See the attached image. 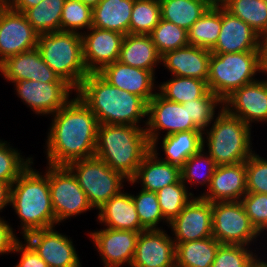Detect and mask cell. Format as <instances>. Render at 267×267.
I'll return each mask as SVG.
<instances>
[{
	"label": "cell",
	"mask_w": 267,
	"mask_h": 267,
	"mask_svg": "<svg viewBox=\"0 0 267 267\" xmlns=\"http://www.w3.org/2000/svg\"><path fill=\"white\" fill-rule=\"evenodd\" d=\"M145 130L151 145L165 131L163 136L200 129L193 123L192 119H189L188 103L181 104L167 100L157 92L148 102Z\"/></svg>",
	"instance_id": "cell-11"
},
{
	"label": "cell",
	"mask_w": 267,
	"mask_h": 267,
	"mask_svg": "<svg viewBox=\"0 0 267 267\" xmlns=\"http://www.w3.org/2000/svg\"><path fill=\"white\" fill-rule=\"evenodd\" d=\"M83 58L88 73H99L119 59L125 35L111 30L91 27L81 33Z\"/></svg>",
	"instance_id": "cell-18"
},
{
	"label": "cell",
	"mask_w": 267,
	"mask_h": 267,
	"mask_svg": "<svg viewBox=\"0 0 267 267\" xmlns=\"http://www.w3.org/2000/svg\"><path fill=\"white\" fill-rule=\"evenodd\" d=\"M149 35L161 56L189 45L188 31L164 19L159 21Z\"/></svg>",
	"instance_id": "cell-39"
},
{
	"label": "cell",
	"mask_w": 267,
	"mask_h": 267,
	"mask_svg": "<svg viewBox=\"0 0 267 267\" xmlns=\"http://www.w3.org/2000/svg\"><path fill=\"white\" fill-rule=\"evenodd\" d=\"M259 36L267 34V0H235L226 8Z\"/></svg>",
	"instance_id": "cell-36"
},
{
	"label": "cell",
	"mask_w": 267,
	"mask_h": 267,
	"mask_svg": "<svg viewBox=\"0 0 267 267\" xmlns=\"http://www.w3.org/2000/svg\"><path fill=\"white\" fill-rule=\"evenodd\" d=\"M37 49L44 62L75 91L89 74L84 63L80 33L68 31L40 33Z\"/></svg>",
	"instance_id": "cell-6"
},
{
	"label": "cell",
	"mask_w": 267,
	"mask_h": 267,
	"mask_svg": "<svg viewBox=\"0 0 267 267\" xmlns=\"http://www.w3.org/2000/svg\"><path fill=\"white\" fill-rule=\"evenodd\" d=\"M211 51L194 45L166 52L161 64L171 75L191 77L207 82Z\"/></svg>",
	"instance_id": "cell-24"
},
{
	"label": "cell",
	"mask_w": 267,
	"mask_h": 267,
	"mask_svg": "<svg viewBox=\"0 0 267 267\" xmlns=\"http://www.w3.org/2000/svg\"><path fill=\"white\" fill-rule=\"evenodd\" d=\"M33 163L34 160L11 185L10 206L21 222L22 237L56 226L49 191V164L43 173L34 169Z\"/></svg>",
	"instance_id": "cell-3"
},
{
	"label": "cell",
	"mask_w": 267,
	"mask_h": 267,
	"mask_svg": "<svg viewBox=\"0 0 267 267\" xmlns=\"http://www.w3.org/2000/svg\"><path fill=\"white\" fill-rule=\"evenodd\" d=\"M92 9L100 2V0H80Z\"/></svg>",
	"instance_id": "cell-53"
},
{
	"label": "cell",
	"mask_w": 267,
	"mask_h": 267,
	"mask_svg": "<svg viewBox=\"0 0 267 267\" xmlns=\"http://www.w3.org/2000/svg\"><path fill=\"white\" fill-rule=\"evenodd\" d=\"M217 165L215 161L209 156V154L202 147L197 153L192 155L180 168L181 181L192 189V186L199 185L206 186V191L209 188L211 178L215 172Z\"/></svg>",
	"instance_id": "cell-34"
},
{
	"label": "cell",
	"mask_w": 267,
	"mask_h": 267,
	"mask_svg": "<svg viewBox=\"0 0 267 267\" xmlns=\"http://www.w3.org/2000/svg\"><path fill=\"white\" fill-rule=\"evenodd\" d=\"M252 225L263 235L267 229V194L247 192L241 199Z\"/></svg>",
	"instance_id": "cell-46"
},
{
	"label": "cell",
	"mask_w": 267,
	"mask_h": 267,
	"mask_svg": "<svg viewBox=\"0 0 267 267\" xmlns=\"http://www.w3.org/2000/svg\"><path fill=\"white\" fill-rule=\"evenodd\" d=\"M140 232L103 227L87 235L92 240L104 267L131 266Z\"/></svg>",
	"instance_id": "cell-15"
},
{
	"label": "cell",
	"mask_w": 267,
	"mask_h": 267,
	"mask_svg": "<svg viewBox=\"0 0 267 267\" xmlns=\"http://www.w3.org/2000/svg\"><path fill=\"white\" fill-rule=\"evenodd\" d=\"M12 84L17 97L38 116H52L72 99L73 92L76 93L67 82L23 80Z\"/></svg>",
	"instance_id": "cell-12"
},
{
	"label": "cell",
	"mask_w": 267,
	"mask_h": 267,
	"mask_svg": "<svg viewBox=\"0 0 267 267\" xmlns=\"http://www.w3.org/2000/svg\"><path fill=\"white\" fill-rule=\"evenodd\" d=\"M176 245L162 229L140 232L130 267H176Z\"/></svg>",
	"instance_id": "cell-19"
},
{
	"label": "cell",
	"mask_w": 267,
	"mask_h": 267,
	"mask_svg": "<svg viewBox=\"0 0 267 267\" xmlns=\"http://www.w3.org/2000/svg\"><path fill=\"white\" fill-rule=\"evenodd\" d=\"M43 0H8L6 4L15 11L24 13L27 9L36 6Z\"/></svg>",
	"instance_id": "cell-49"
},
{
	"label": "cell",
	"mask_w": 267,
	"mask_h": 267,
	"mask_svg": "<svg viewBox=\"0 0 267 267\" xmlns=\"http://www.w3.org/2000/svg\"><path fill=\"white\" fill-rule=\"evenodd\" d=\"M99 74L111 85L140 96L147 103L156 95V90H158L155 81L156 74L152 71L123 64L118 60L105 66Z\"/></svg>",
	"instance_id": "cell-20"
},
{
	"label": "cell",
	"mask_w": 267,
	"mask_h": 267,
	"mask_svg": "<svg viewBox=\"0 0 267 267\" xmlns=\"http://www.w3.org/2000/svg\"><path fill=\"white\" fill-rule=\"evenodd\" d=\"M75 95L51 116L44 147L49 165L67 166L95 156L99 123L89 107Z\"/></svg>",
	"instance_id": "cell-1"
},
{
	"label": "cell",
	"mask_w": 267,
	"mask_h": 267,
	"mask_svg": "<svg viewBox=\"0 0 267 267\" xmlns=\"http://www.w3.org/2000/svg\"><path fill=\"white\" fill-rule=\"evenodd\" d=\"M212 234L221 244L248 247L262 236L252 225L241 201L212 203Z\"/></svg>",
	"instance_id": "cell-9"
},
{
	"label": "cell",
	"mask_w": 267,
	"mask_h": 267,
	"mask_svg": "<svg viewBox=\"0 0 267 267\" xmlns=\"http://www.w3.org/2000/svg\"><path fill=\"white\" fill-rule=\"evenodd\" d=\"M161 19L187 31L210 7L209 0H159Z\"/></svg>",
	"instance_id": "cell-31"
},
{
	"label": "cell",
	"mask_w": 267,
	"mask_h": 267,
	"mask_svg": "<svg viewBox=\"0 0 267 267\" xmlns=\"http://www.w3.org/2000/svg\"><path fill=\"white\" fill-rule=\"evenodd\" d=\"M98 210L97 222L104 227L134 232L146 230L140 223L131 193L124 192V189Z\"/></svg>",
	"instance_id": "cell-26"
},
{
	"label": "cell",
	"mask_w": 267,
	"mask_h": 267,
	"mask_svg": "<svg viewBox=\"0 0 267 267\" xmlns=\"http://www.w3.org/2000/svg\"><path fill=\"white\" fill-rule=\"evenodd\" d=\"M0 73L11 83L23 80L66 82L44 62L37 48L8 58L0 65Z\"/></svg>",
	"instance_id": "cell-21"
},
{
	"label": "cell",
	"mask_w": 267,
	"mask_h": 267,
	"mask_svg": "<svg viewBox=\"0 0 267 267\" xmlns=\"http://www.w3.org/2000/svg\"><path fill=\"white\" fill-rule=\"evenodd\" d=\"M161 57L150 35L127 34L123 38L118 61L155 74L157 66L161 65Z\"/></svg>",
	"instance_id": "cell-27"
},
{
	"label": "cell",
	"mask_w": 267,
	"mask_h": 267,
	"mask_svg": "<svg viewBox=\"0 0 267 267\" xmlns=\"http://www.w3.org/2000/svg\"><path fill=\"white\" fill-rule=\"evenodd\" d=\"M263 259H265V258H261V257H260V258L256 261L254 267H267V260H263Z\"/></svg>",
	"instance_id": "cell-54"
},
{
	"label": "cell",
	"mask_w": 267,
	"mask_h": 267,
	"mask_svg": "<svg viewBox=\"0 0 267 267\" xmlns=\"http://www.w3.org/2000/svg\"><path fill=\"white\" fill-rule=\"evenodd\" d=\"M210 126L203 131L202 147L217 166L245 162L254 152L252 128L224 108L218 112Z\"/></svg>",
	"instance_id": "cell-5"
},
{
	"label": "cell",
	"mask_w": 267,
	"mask_h": 267,
	"mask_svg": "<svg viewBox=\"0 0 267 267\" xmlns=\"http://www.w3.org/2000/svg\"><path fill=\"white\" fill-rule=\"evenodd\" d=\"M252 247L238 244H220L210 267H254L260 256Z\"/></svg>",
	"instance_id": "cell-41"
},
{
	"label": "cell",
	"mask_w": 267,
	"mask_h": 267,
	"mask_svg": "<svg viewBox=\"0 0 267 267\" xmlns=\"http://www.w3.org/2000/svg\"><path fill=\"white\" fill-rule=\"evenodd\" d=\"M11 184L0 181V212L10 205Z\"/></svg>",
	"instance_id": "cell-51"
},
{
	"label": "cell",
	"mask_w": 267,
	"mask_h": 267,
	"mask_svg": "<svg viewBox=\"0 0 267 267\" xmlns=\"http://www.w3.org/2000/svg\"><path fill=\"white\" fill-rule=\"evenodd\" d=\"M202 142L203 132L201 130H191L161 136L151 144V149H157L158 144H161L164 158L161 157L160 159L181 168L192 155L202 148Z\"/></svg>",
	"instance_id": "cell-28"
},
{
	"label": "cell",
	"mask_w": 267,
	"mask_h": 267,
	"mask_svg": "<svg viewBox=\"0 0 267 267\" xmlns=\"http://www.w3.org/2000/svg\"><path fill=\"white\" fill-rule=\"evenodd\" d=\"M75 94L96 116L99 125L119 124L141 127L140 123L143 122L142 127L147 125L148 103L140 96L111 85L99 73H89Z\"/></svg>",
	"instance_id": "cell-2"
},
{
	"label": "cell",
	"mask_w": 267,
	"mask_h": 267,
	"mask_svg": "<svg viewBox=\"0 0 267 267\" xmlns=\"http://www.w3.org/2000/svg\"><path fill=\"white\" fill-rule=\"evenodd\" d=\"M12 253L20 255V260L14 267H49L26 241L19 240Z\"/></svg>",
	"instance_id": "cell-47"
},
{
	"label": "cell",
	"mask_w": 267,
	"mask_h": 267,
	"mask_svg": "<svg viewBox=\"0 0 267 267\" xmlns=\"http://www.w3.org/2000/svg\"><path fill=\"white\" fill-rule=\"evenodd\" d=\"M259 52L261 74L267 75V34L260 36Z\"/></svg>",
	"instance_id": "cell-50"
},
{
	"label": "cell",
	"mask_w": 267,
	"mask_h": 267,
	"mask_svg": "<svg viewBox=\"0 0 267 267\" xmlns=\"http://www.w3.org/2000/svg\"><path fill=\"white\" fill-rule=\"evenodd\" d=\"M134 0H100L93 8L92 26L129 34Z\"/></svg>",
	"instance_id": "cell-29"
},
{
	"label": "cell",
	"mask_w": 267,
	"mask_h": 267,
	"mask_svg": "<svg viewBox=\"0 0 267 267\" xmlns=\"http://www.w3.org/2000/svg\"><path fill=\"white\" fill-rule=\"evenodd\" d=\"M49 191L56 225L94 210L76 176L67 166L49 165Z\"/></svg>",
	"instance_id": "cell-10"
},
{
	"label": "cell",
	"mask_w": 267,
	"mask_h": 267,
	"mask_svg": "<svg viewBox=\"0 0 267 267\" xmlns=\"http://www.w3.org/2000/svg\"><path fill=\"white\" fill-rule=\"evenodd\" d=\"M167 81L160 82L158 92L167 100L185 103L202 98L208 91L207 82L191 77L170 75Z\"/></svg>",
	"instance_id": "cell-33"
},
{
	"label": "cell",
	"mask_w": 267,
	"mask_h": 267,
	"mask_svg": "<svg viewBox=\"0 0 267 267\" xmlns=\"http://www.w3.org/2000/svg\"><path fill=\"white\" fill-rule=\"evenodd\" d=\"M4 218L0 217V255L12 254L16 243L20 240V237L15 235V229Z\"/></svg>",
	"instance_id": "cell-48"
},
{
	"label": "cell",
	"mask_w": 267,
	"mask_h": 267,
	"mask_svg": "<svg viewBox=\"0 0 267 267\" xmlns=\"http://www.w3.org/2000/svg\"><path fill=\"white\" fill-rule=\"evenodd\" d=\"M67 167L76 176L94 210H98L111 197L117 195L128 181L120 172L111 169L95 156L73 161Z\"/></svg>",
	"instance_id": "cell-8"
},
{
	"label": "cell",
	"mask_w": 267,
	"mask_h": 267,
	"mask_svg": "<svg viewBox=\"0 0 267 267\" xmlns=\"http://www.w3.org/2000/svg\"><path fill=\"white\" fill-rule=\"evenodd\" d=\"M55 228L35 230L21 239H24L49 267H82L73 239Z\"/></svg>",
	"instance_id": "cell-14"
},
{
	"label": "cell",
	"mask_w": 267,
	"mask_h": 267,
	"mask_svg": "<svg viewBox=\"0 0 267 267\" xmlns=\"http://www.w3.org/2000/svg\"><path fill=\"white\" fill-rule=\"evenodd\" d=\"M8 0H0V2L2 3H6Z\"/></svg>",
	"instance_id": "cell-55"
},
{
	"label": "cell",
	"mask_w": 267,
	"mask_h": 267,
	"mask_svg": "<svg viewBox=\"0 0 267 267\" xmlns=\"http://www.w3.org/2000/svg\"><path fill=\"white\" fill-rule=\"evenodd\" d=\"M39 33L22 12L0 6V65L8 58L37 48Z\"/></svg>",
	"instance_id": "cell-13"
},
{
	"label": "cell",
	"mask_w": 267,
	"mask_h": 267,
	"mask_svg": "<svg viewBox=\"0 0 267 267\" xmlns=\"http://www.w3.org/2000/svg\"><path fill=\"white\" fill-rule=\"evenodd\" d=\"M66 0H43L23 14L31 26L40 33L60 31V20Z\"/></svg>",
	"instance_id": "cell-35"
},
{
	"label": "cell",
	"mask_w": 267,
	"mask_h": 267,
	"mask_svg": "<svg viewBox=\"0 0 267 267\" xmlns=\"http://www.w3.org/2000/svg\"><path fill=\"white\" fill-rule=\"evenodd\" d=\"M223 108L252 128L267 123V78L242 86L223 101Z\"/></svg>",
	"instance_id": "cell-17"
},
{
	"label": "cell",
	"mask_w": 267,
	"mask_h": 267,
	"mask_svg": "<svg viewBox=\"0 0 267 267\" xmlns=\"http://www.w3.org/2000/svg\"><path fill=\"white\" fill-rule=\"evenodd\" d=\"M93 9L80 0H66L61 20L60 31L82 33L92 27ZM83 30V31H81Z\"/></svg>",
	"instance_id": "cell-43"
},
{
	"label": "cell",
	"mask_w": 267,
	"mask_h": 267,
	"mask_svg": "<svg viewBox=\"0 0 267 267\" xmlns=\"http://www.w3.org/2000/svg\"><path fill=\"white\" fill-rule=\"evenodd\" d=\"M158 203L164 219L171 223L183 210L185 205L195 196L181 181L170 184L156 192Z\"/></svg>",
	"instance_id": "cell-37"
},
{
	"label": "cell",
	"mask_w": 267,
	"mask_h": 267,
	"mask_svg": "<svg viewBox=\"0 0 267 267\" xmlns=\"http://www.w3.org/2000/svg\"><path fill=\"white\" fill-rule=\"evenodd\" d=\"M160 20L159 0H134L129 34L149 35Z\"/></svg>",
	"instance_id": "cell-38"
},
{
	"label": "cell",
	"mask_w": 267,
	"mask_h": 267,
	"mask_svg": "<svg viewBox=\"0 0 267 267\" xmlns=\"http://www.w3.org/2000/svg\"><path fill=\"white\" fill-rule=\"evenodd\" d=\"M246 191L267 194V158L255 151L246 160Z\"/></svg>",
	"instance_id": "cell-45"
},
{
	"label": "cell",
	"mask_w": 267,
	"mask_h": 267,
	"mask_svg": "<svg viewBox=\"0 0 267 267\" xmlns=\"http://www.w3.org/2000/svg\"><path fill=\"white\" fill-rule=\"evenodd\" d=\"M0 139V181L13 184L19 175L33 162L32 157L22 156L21 150Z\"/></svg>",
	"instance_id": "cell-40"
},
{
	"label": "cell",
	"mask_w": 267,
	"mask_h": 267,
	"mask_svg": "<svg viewBox=\"0 0 267 267\" xmlns=\"http://www.w3.org/2000/svg\"><path fill=\"white\" fill-rule=\"evenodd\" d=\"M235 0H209L210 6L215 8H226Z\"/></svg>",
	"instance_id": "cell-52"
},
{
	"label": "cell",
	"mask_w": 267,
	"mask_h": 267,
	"mask_svg": "<svg viewBox=\"0 0 267 267\" xmlns=\"http://www.w3.org/2000/svg\"><path fill=\"white\" fill-rule=\"evenodd\" d=\"M168 227L171 228L172 239L175 243L196 241L213 236L212 203L201 196H194Z\"/></svg>",
	"instance_id": "cell-16"
},
{
	"label": "cell",
	"mask_w": 267,
	"mask_h": 267,
	"mask_svg": "<svg viewBox=\"0 0 267 267\" xmlns=\"http://www.w3.org/2000/svg\"><path fill=\"white\" fill-rule=\"evenodd\" d=\"M261 73L260 52L211 53L207 86L224 101L234 91L256 80Z\"/></svg>",
	"instance_id": "cell-7"
},
{
	"label": "cell",
	"mask_w": 267,
	"mask_h": 267,
	"mask_svg": "<svg viewBox=\"0 0 267 267\" xmlns=\"http://www.w3.org/2000/svg\"><path fill=\"white\" fill-rule=\"evenodd\" d=\"M246 191V161L217 166L209 188L197 195L214 202L241 201Z\"/></svg>",
	"instance_id": "cell-22"
},
{
	"label": "cell",
	"mask_w": 267,
	"mask_h": 267,
	"mask_svg": "<svg viewBox=\"0 0 267 267\" xmlns=\"http://www.w3.org/2000/svg\"><path fill=\"white\" fill-rule=\"evenodd\" d=\"M158 149H151L143 158L128 185H141V189L157 192L163 187L175 184L181 179L180 167L160 159Z\"/></svg>",
	"instance_id": "cell-25"
},
{
	"label": "cell",
	"mask_w": 267,
	"mask_h": 267,
	"mask_svg": "<svg viewBox=\"0 0 267 267\" xmlns=\"http://www.w3.org/2000/svg\"><path fill=\"white\" fill-rule=\"evenodd\" d=\"M222 26V8L209 7L188 31L189 45L212 50Z\"/></svg>",
	"instance_id": "cell-32"
},
{
	"label": "cell",
	"mask_w": 267,
	"mask_h": 267,
	"mask_svg": "<svg viewBox=\"0 0 267 267\" xmlns=\"http://www.w3.org/2000/svg\"><path fill=\"white\" fill-rule=\"evenodd\" d=\"M220 244L213 236L175 243L176 267H210Z\"/></svg>",
	"instance_id": "cell-30"
},
{
	"label": "cell",
	"mask_w": 267,
	"mask_h": 267,
	"mask_svg": "<svg viewBox=\"0 0 267 267\" xmlns=\"http://www.w3.org/2000/svg\"><path fill=\"white\" fill-rule=\"evenodd\" d=\"M146 127L100 124L95 157L130 180L144 156L151 150Z\"/></svg>",
	"instance_id": "cell-4"
},
{
	"label": "cell",
	"mask_w": 267,
	"mask_h": 267,
	"mask_svg": "<svg viewBox=\"0 0 267 267\" xmlns=\"http://www.w3.org/2000/svg\"><path fill=\"white\" fill-rule=\"evenodd\" d=\"M131 195L140 223L146 230L161 229V226L158 227L161 222L167 223L169 226L160 210L156 192L140 189L136 195Z\"/></svg>",
	"instance_id": "cell-42"
},
{
	"label": "cell",
	"mask_w": 267,
	"mask_h": 267,
	"mask_svg": "<svg viewBox=\"0 0 267 267\" xmlns=\"http://www.w3.org/2000/svg\"><path fill=\"white\" fill-rule=\"evenodd\" d=\"M260 36L243 20L222 8V26L211 53L259 51Z\"/></svg>",
	"instance_id": "cell-23"
},
{
	"label": "cell",
	"mask_w": 267,
	"mask_h": 267,
	"mask_svg": "<svg viewBox=\"0 0 267 267\" xmlns=\"http://www.w3.org/2000/svg\"><path fill=\"white\" fill-rule=\"evenodd\" d=\"M185 103H188L189 119H192L193 123L202 132L210 127L215 116L218 114L216 112H220L223 108V101L210 90L202 98Z\"/></svg>",
	"instance_id": "cell-44"
}]
</instances>
